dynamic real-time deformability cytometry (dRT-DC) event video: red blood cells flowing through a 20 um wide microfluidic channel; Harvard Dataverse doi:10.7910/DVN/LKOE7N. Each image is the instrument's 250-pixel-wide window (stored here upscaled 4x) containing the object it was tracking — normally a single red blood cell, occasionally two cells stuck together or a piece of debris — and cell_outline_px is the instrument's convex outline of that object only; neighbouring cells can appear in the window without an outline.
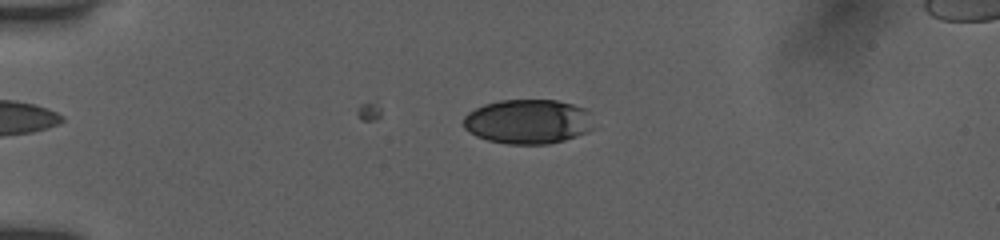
{"species": "human", "species_latin": "Homo sapiens", "temperature_condition": "room temperature", "stored_images_in_passage": 25, "camera_frame_rate_fps": 3000, "um_per_image_px": 0.085, "donor": {"sex": "female"}, "frame": {"image": 1, "passage_image": 14, "time_ms": 4.333, "image_size_px": [1000, 240], "cell_outline_px": [[596, 128], [588, 132], [564, 140], [548, 144], [508, 144], [488, 140], [476, 136], [468, 132], [464, 128], [464, 116], [468, 112], [484, 104], [500, 100], [556, 100], [572, 104], [584, 108], [588, 112]], "centroid_in_image_um": [44.89, 10.34], "position_along_channel_um": 40.1, "area_um2": 33.99}}
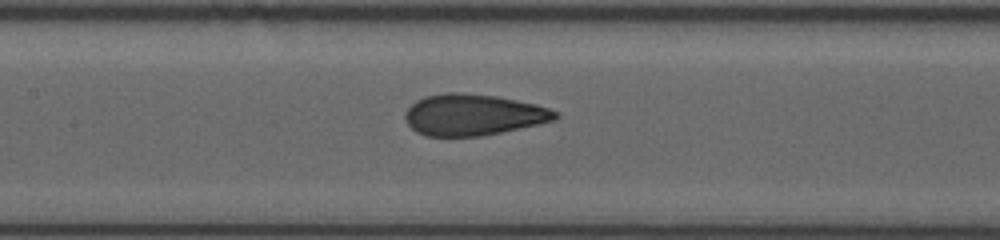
{"frame": {"image": 2, "passage_image": 20, "time_ms": 6.333, "image_size_px": [1000, 240], "cell_outline_px": [[560, 116], [556, 120], [500, 132], [480, 136], [424, 136], [416, 132], [404, 120], [404, 112], [416, 100], [424, 96], [448, 92], [464, 92], [496, 96], [536, 104], [560, 112]], "centroid_in_image_um": [40.2, 9.75], "position_along_channel_um": 167.2, "area_um2": 36.3}}
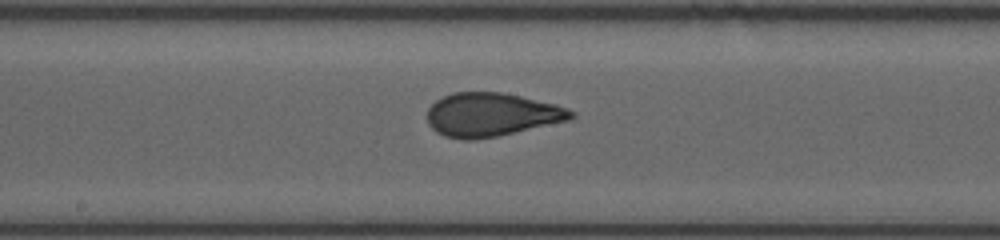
{"frame": {"image": 3, "passage_image": 23, "time_ms": 7.333, "image_size_px": [1000, 240], "cell_outline_px": [[576, 116], [568, 120], [496, 136], [472, 140], [464, 140], [444, 136], [436, 132], [428, 124], [428, 108], [436, 100], [452, 92], [504, 92], [556, 104], [568, 108], [576, 112]], "centroid_in_image_um": [41.77, 9.73], "position_along_channel_um": 206.4, "area_um2": 36.47}}